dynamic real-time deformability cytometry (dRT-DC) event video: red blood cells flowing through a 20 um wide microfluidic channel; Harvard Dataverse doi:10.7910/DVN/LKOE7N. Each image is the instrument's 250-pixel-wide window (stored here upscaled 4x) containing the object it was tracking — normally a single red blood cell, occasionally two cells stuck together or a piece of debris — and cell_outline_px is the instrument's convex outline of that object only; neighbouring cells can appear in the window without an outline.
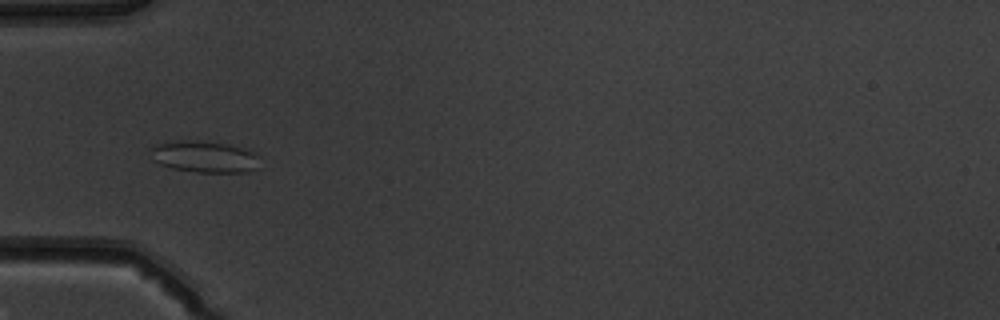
{"species": "common noctule bat (a hibernating species)", "species_latin": "Nyctalus noctula", "temperature_condition": "warm", "stored_images_in_passage": 4, "camera_frame_rate_fps": 3000, "um_per_image_px": 0.085, "animal": {"sex": "male", "body_mass_g": 19.5, "forearm_length_mm": 54.6}, "frame": {"image": 1, "passage_image": 2, "time_ms": 0.333, "image_size_px": [1000, 320], "cell_outline_px": [[260, 156], [256, 168], [248, 172], [196, 172], [172, 168], [160, 164], [152, 160], [148, 148], [156, 144], [180, 140], [188, 140], [224, 144], [240, 148], [252, 152]], "centroid_in_image_um": [17.31, 13.33], "position_along_channel_um": 67.7, "area_um2": 19.94}}